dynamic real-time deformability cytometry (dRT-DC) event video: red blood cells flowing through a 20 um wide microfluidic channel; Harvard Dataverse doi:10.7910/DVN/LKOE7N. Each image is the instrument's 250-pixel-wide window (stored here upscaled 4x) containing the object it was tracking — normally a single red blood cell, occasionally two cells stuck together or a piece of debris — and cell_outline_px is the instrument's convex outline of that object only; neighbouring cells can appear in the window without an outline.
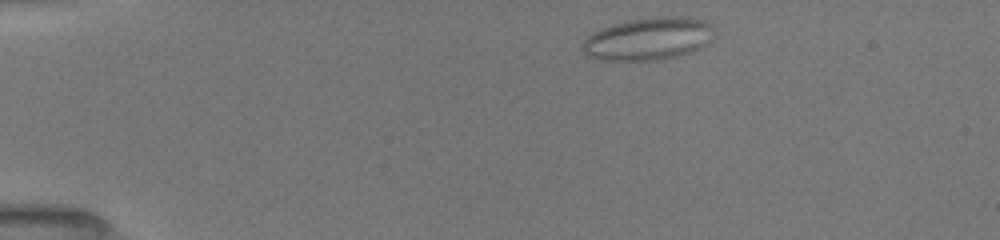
{"species": "common noctule bat (a hibernating species)", "species_latin": "Nyctalus noctula", "temperature_condition": "room temperature", "stored_images_in_passage": 6, "camera_frame_rate_fps": 3000, "um_per_image_px": 0.085, "animal": {"sex": "female", "body_mass_g": 19.5, "forearm_length_mm": 54.1}, "frame": {"image": 1, "passage_image": 2, "time_ms": 0.333, "image_size_px": [1000, 240], "cell_outline_px": [[708, 28], [704, 44], [700, 48], [692, 52], [660, 60], [604, 60], [588, 56], [584, 52], [584, 40], [592, 32], [600, 28], [612, 24], [632, 20], [660, 16], [688, 16], [704, 20], [708, 24]], "centroid_in_image_um": [55.02, 3.3], "position_along_channel_um": 30.0, "area_um2": 31.91}}
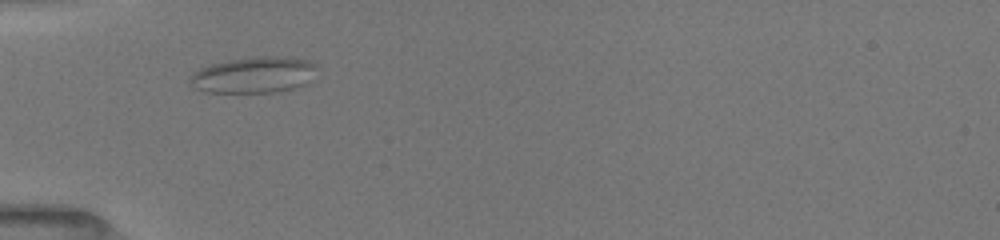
{"frame": {"image": 2, "passage_image": 5, "time_ms": 1.333, "image_size_px": [1000, 240], "cell_outline_px": [[312, 68], [304, 84], [292, 88], [268, 92], [204, 92], [196, 88], [188, 80], [200, 68], [212, 64], [228, 60], [256, 56], [288, 56], [308, 60], [312, 64]], "centroid_in_image_um": [21.48, 6.35], "position_along_channel_um": 63.5, "area_um2": 25.89}}
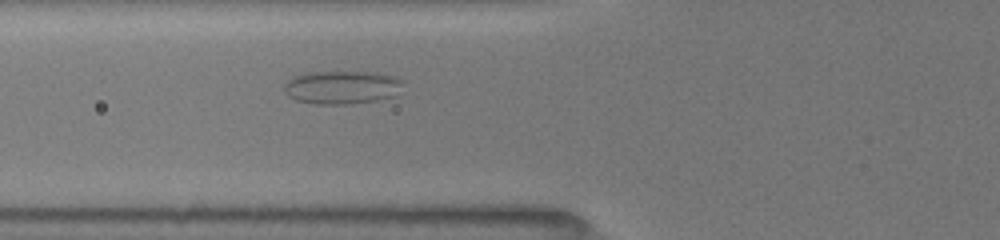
{"frame": {"image": 3, "passage_image": 6, "time_ms": 1.667, "image_size_px": [1000, 240], "cell_outline_px": [[400, 80], [392, 96], [376, 100], [348, 104], [316, 104], [296, 100], [288, 96], [284, 92], [284, 84], [292, 76], [308, 72], [380, 72], [392, 76]], "centroid_in_image_um": [28.93, 7.41], "position_along_channel_um": 96.9, "area_um2": 22.66}}